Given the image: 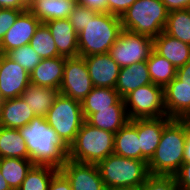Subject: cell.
I'll return each mask as SVG.
<instances>
[{"mask_svg": "<svg viewBox=\"0 0 190 190\" xmlns=\"http://www.w3.org/2000/svg\"><path fill=\"white\" fill-rule=\"evenodd\" d=\"M30 84V74L6 54L0 53V93L3 100L20 97Z\"/></svg>", "mask_w": 190, "mask_h": 190, "instance_id": "obj_11", "label": "cell"}, {"mask_svg": "<svg viewBox=\"0 0 190 190\" xmlns=\"http://www.w3.org/2000/svg\"><path fill=\"white\" fill-rule=\"evenodd\" d=\"M120 98L113 88L93 87L92 91L81 101L84 120L96 113L97 109L110 108Z\"/></svg>", "mask_w": 190, "mask_h": 190, "instance_id": "obj_25", "label": "cell"}, {"mask_svg": "<svg viewBox=\"0 0 190 190\" xmlns=\"http://www.w3.org/2000/svg\"><path fill=\"white\" fill-rule=\"evenodd\" d=\"M45 118L68 147L75 140L82 123L85 121L81 102L61 93L55 99Z\"/></svg>", "mask_w": 190, "mask_h": 190, "instance_id": "obj_7", "label": "cell"}, {"mask_svg": "<svg viewBox=\"0 0 190 190\" xmlns=\"http://www.w3.org/2000/svg\"><path fill=\"white\" fill-rule=\"evenodd\" d=\"M67 57L42 59L30 73V83L41 87L59 89L63 80L64 66Z\"/></svg>", "mask_w": 190, "mask_h": 190, "instance_id": "obj_19", "label": "cell"}, {"mask_svg": "<svg viewBox=\"0 0 190 190\" xmlns=\"http://www.w3.org/2000/svg\"><path fill=\"white\" fill-rule=\"evenodd\" d=\"M151 83L147 61H141L120 69L115 90L124 98L131 91Z\"/></svg>", "mask_w": 190, "mask_h": 190, "instance_id": "obj_23", "label": "cell"}, {"mask_svg": "<svg viewBox=\"0 0 190 190\" xmlns=\"http://www.w3.org/2000/svg\"><path fill=\"white\" fill-rule=\"evenodd\" d=\"M107 190H139V187L136 186H120V187H112Z\"/></svg>", "mask_w": 190, "mask_h": 190, "instance_id": "obj_46", "label": "cell"}, {"mask_svg": "<svg viewBox=\"0 0 190 190\" xmlns=\"http://www.w3.org/2000/svg\"><path fill=\"white\" fill-rule=\"evenodd\" d=\"M2 102H3V99H2V96H1V93H0V106H1Z\"/></svg>", "mask_w": 190, "mask_h": 190, "instance_id": "obj_47", "label": "cell"}, {"mask_svg": "<svg viewBox=\"0 0 190 190\" xmlns=\"http://www.w3.org/2000/svg\"><path fill=\"white\" fill-rule=\"evenodd\" d=\"M114 133L91 126L84 121L69 146L68 159L98 164L114 152Z\"/></svg>", "mask_w": 190, "mask_h": 190, "instance_id": "obj_5", "label": "cell"}, {"mask_svg": "<svg viewBox=\"0 0 190 190\" xmlns=\"http://www.w3.org/2000/svg\"><path fill=\"white\" fill-rule=\"evenodd\" d=\"M35 114L23 98L16 97L3 100L0 106V126L18 129L28 124Z\"/></svg>", "mask_w": 190, "mask_h": 190, "instance_id": "obj_21", "label": "cell"}, {"mask_svg": "<svg viewBox=\"0 0 190 190\" xmlns=\"http://www.w3.org/2000/svg\"><path fill=\"white\" fill-rule=\"evenodd\" d=\"M28 0H0V8L28 10Z\"/></svg>", "mask_w": 190, "mask_h": 190, "instance_id": "obj_41", "label": "cell"}, {"mask_svg": "<svg viewBox=\"0 0 190 190\" xmlns=\"http://www.w3.org/2000/svg\"><path fill=\"white\" fill-rule=\"evenodd\" d=\"M166 115L171 119H190V88L175 77L163 88Z\"/></svg>", "mask_w": 190, "mask_h": 190, "instance_id": "obj_16", "label": "cell"}, {"mask_svg": "<svg viewBox=\"0 0 190 190\" xmlns=\"http://www.w3.org/2000/svg\"><path fill=\"white\" fill-rule=\"evenodd\" d=\"M85 121L93 127L115 134L130 120L125 108L124 99L120 98L110 108L97 109V112L91 114Z\"/></svg>", "mask_w": 190, "mask_h": 190, "instance_id": "obj_18", "label": "cell"}, {"mask_svg": "<svg viewBox=\"0 0 190 190\" xmlns=\"http://www.w3.org/2000/svg\"><path fill=\"white\" fill-rule=\"evenodd\" d=\"M105 187L136 186L140 187L149 175L145 160L126 158L115 153L97 164Z\"/></svg>", "mask_w": 190, "mask_h": 190, "instance_id": "obj_6", "label": "cell"}, {"mask_svg": "<svg viewBox=\"0 0 190 190\" xmlns=\"http://www.w3.org/2000/svg\"><path fill=\"white\" fill-rule=\"evenodd\" d=\"M171 120L168 116H163L129 121L138 132L140 160H145L147 163L151 160L161 140L163 129Z\"/></svg>", "mask_w": 190, "mask_h": 190, "instance_id": "obj_13", "label": "cell"}, {"mask_svg": "<svg viewBox=\"0 0 190 190\" xmlns=\"http://www.w3.org/2000/svg\"><path fill=\"white\" fill-rule=\"evenodd\" d=\"M41 59L61 56L48 27L41 23L29 43Z\"/></svg>", "mask_w": 190, "mask_h": 190, "instance_id": "obj_32", "label": "cell"}, {"mask_svg": "<svg viewBox=\"0 0 190 190\" xmlns=\"http://www.w3.org/2000/svg\"><path fill=\"white\" fill-rule=\"evenodd\" d=\"M139 190H179L174 175L149 174Z\"/></svg>", "mask_w": 190, "mask_h": 190, "instance_id": "obj_34", "label": "cell"}, {"mask_svg": "<svg viewBox=\"0 0 190 190\" xmlns=\"http://www.w3.org/2000/svg\"><path fill=\"white\" fill-rule=\"evenodd\" d=\"M58 169L34 165L17 190H48L51 179Z\"/></svg>", "mask_w": 190, "mask_h": 190, "instance_id": "obj_31", "label": "cell"}, {"mask_svg": "<svg viewBox=\"0 0 190 190\" xmlns=\"http://www.w3.org/2000/svg\"><path fill=\"white\" fill-rule=\"evenodd\" d=\"M18 130L26 143L29 160L34 165L51 166L59 170L68 160L69 147L48 124L45 117L35 116Z\"/></svg>", "mask_w": 190, "mask_h": 190, "instance_id": "obj_1", "label": "cell"}, {"mask_svg": "<svg viewBox=\"0 0 190 190\" xmlns=\"http://www.w3.org/2000/svg\"><path fill=\"white\" fill-rule=\"evenodd\" d=\"M164 32L190 45V9L170 11Z\"/></svg>", "mask_w": 190, "mask_h": 190, "instance_id": "obj_30", "label": "cell"}, {"mask_svg": "<svg viewBox=\"0 0 190 190\" xmlns=\"http://www.w3.org/2000/svg\"><path fill=\"white\" fill-rule=\"evenodd\" d=\"M41 23L29 10L23 11L1 40L0 53L7 54L12 49L29 44Z\"/></svg>", "mask_w": 190, "mask_h": 190, "instance_id": "obj_14", "label": "cell"}, {"mask_svg": "<svg viewBox=\"0 0 190 190\" xmlns=\"http://www.w3.org/2000/svg\"><path fill=\"white\" fill-rule=\"evenodd\" d=\"M169 11L161 0H136L122 15V29L154 39L165 29Z\"/></svg>", "mask_w": 190, "mask_h": 190, "instance_id": "obj_4", "label": "cell"}, {"mask_svg": "<svg viewBox=\"0 0 190 190\" xmlns=\"http://www.w3.org/2000/svg\"><path fill=\"white\" fill-rule=\"evenodd\" d=\"M77 4V0H31L28 10L45 23L68 18Z\"/></svg>", "mask_w": 190, "mask_h": 190, "instance_id": "obj_22", "label": "cell"}, {"mask_svg": "<svg viewBox=\"0 0 190 190\" xmlns=\"http://www.w3.org/2000/svg\"><path fill=\"white\" fill-rule=\"evenodd\" d=\"M185 132L184 162H190V119H185Z\"/></svg>", "mask_w": 190, "mask_h": 190, "instance_id": "obj_44", "label": "cell"}, {"mask_svg": "<svg viewBox=\"0 0 190 190\" xmlns=\"http://www.w3.org/2000/svg\"><path fill=\"white\" fill-rule=\"evenodd\" d=\"M33 166L34 163L27 159L0 158V172L12 190L20 187Z\"/></svg>", "mask_w": 190, "mask_h": 190, "instance_id": "obj_28", "label": "cell"}, {"mask_svg": "<svg viewBox=\"0 0 190 190\" xmlns=\"http://www.w3.org/2000/svg\"><path fill=\"white\" fill-rule=\"evenodd\" d=\"M96 14L97 12L77 4L68 19L78 34L86 27L89 19H93Z\"/></svg>", "mask_w": 190, "mask_h": 190, "instance_id": "obj_35", "label": "cell"}, {"mask_svg": "<svg viewBox=\"0 0 190 190\" xmlns=\"http://www.w3.org/2000/svg\"><path fill=\"white\" fill-rule=\"evenodd\" d=\"M147 67L152 83L163 88L168 85L177 74L176 67L166 58L159 55L154 49L147 60Z\"/></svg>", "mask_w": 190, "mask_h": 190, "instance_id": "obj_29", "label": "cell"}, {"mask_svg": "<svg viewBox=\"0 0 190 190\" xmlns=\"http://www.w3.org/2000/svg\"><path fill=\"white\" fill-rule=\"evenodd\" d=\"M59 170L69 180L72 190H107L97 164L68 159Z\"/></svg>", "mask_w": 190, "mask_h": 190, "instance_id": "obj_12", "label": "cell"}, {"mask_svg": "<svg viewBox=\"0 0 190 190\" xmlns=\"http://www.w3.org/2000/svg\"><path fill=\"white\" fill-rule=\"evenodd\" d=\"M123 99L129 120L167 116L163 87L154 83L140 86Z\"/></svg>", "mask_w": 190, "mask_h": 190, "instance_id": "obj_8", "label": "cell"}, {"mask_svg": "<svg viewBox=\"0 0 190 190\" xmlns=\"http://www.w3.org/2000/svg\"><path fill=\"white\" fill-rule=\"evenodd\" d=\"M0 158H21L29 160L26 143L18 129L0 126Z\"/></svg>", "mask_w": 190, "mask_h": 190, "instance_id": "obj_27", "label": "cell"}, {"mask_svg": "<svg viewBox=\"0 0 190 190\" xmlns=\"http://www.w3.org/2000/svg\"><path fill=\"white\" fill-rule=\"evenodd\" d=\"M93 87L85 59L80 56L66 58L60 93L81 102Z\"/></svg>", "mask_w": 190, "mask_h": 190, "instance_id": "obj_10", "label": "cell"}, {"mask_svg": "<svg viewBox=\"0 0 190 190\" xmlns=\"http://www.w3.org/2000/svg\"><path fill=\"white\" fill-rule=\"evenodd\" d=\"M55 41L58 53L64 57L79 56L78 34L69 19L49 20L44 23Z\"/></svg>", "mask_w": 190, "mask_h": 190, "instance_id": "obj_17", "label": "cell"}, {"mask_svg": "<svg viewBox=\"0 0 190 190\" xmlns=\"http://www.w3.org/2000/svg\"><path fill=\"white\" fill-rule=\"evenodd\" d=\"M78 4L97 13H107V0H77Z\"/></svg>", "mask_w": 190, "mask_h": 190, "instance_id": "obj_40", "label": "cell"}, {"mask_svg": "<svg viewBox=\"0 0 190 190\" xmlns=\"http://www.w3.org/2000/svg\"><path fill=\"white\" fill-rule=\"evenodd\" d=\"M6 55L14 62H17L29 74L42 61L41 57L29 44L12 49Z\"/></svg>", "mask_w": 190, "mask_h": 190, "instance_id": "obj_33", "label": "cell"}, {"mask_svg": "<svg viewBox=\"0 0 190 190\" xmlns=\"http://www.w3.org/2000/svg\"><path fill=\"white\" fill-rule=\"evenodd\" d=\"M170 12L173 10L190 9V0H161Z\"/></svg>", "mask_w": 190, "mask_h": 190, "instance_id": "obj_42", "label": "cell"}, {"mask_svg": "<svg viewBox=\"0 0 190 190\" xmlns=\"http://www.w3.org/2000/svg\"><path fill=\"white\" fill-rule=\"evenodd\" d=\"M176 77L181 81V85L190 88V61L177 69Z\"/></svg>", "mask_w": 190, "mask_h": 190, "instance_id": "obj_43", "label": "cell"}, {"mask_svg": "<svg viewBox=\"0 0 190 190\" xmlns=\"http://www.w3.org/2000/svg\"><path fill=\"white\" fill-rule=\"evenodd\" d=\"M152 50V38L122 29L117 41L110 48L109 54L122 68L147 61Z\"/></svg>", "mask_w": 190, "mask_h": 190, "instance_id": "obj_9", "label": "cell"}, {"mask_svg": "<svg viewBox=\"0 0 190 190\" xmlns=\"http://www.w3.org/2000/svg\"><path fill=\"white\" fill-rule=\"evenodd\" d=\"M121 32L120 17L109 13H97L78 33L79 56L109 53Z\"/></svg>", "mask_w": 190, "mask_h": 190, "instance_id": "obj_3", "label": "cell"}, {"mask_svg": "<svg viewBox=\"0 0 190 190\" xmlns=\"http://www.w3.org/2000/svg\"><path fill=\"white\" fill-rule=\"evenodd\" d=\"M48 190H72L66 176L58 170L52 177Z\"/></svg>", "mask_w": 190, "mask_h": 190, "instance_id": "obj_39", "label": "cell"}, {"mask_svg": "<svg viewBox=\"0 0 190 190\" xmlns=\"http://www.w3.org/2000/svg\"><path fill=\"white\" fill-rule=\"evenodd\" d=\"M114 152L126 158L140 160V143L137 129L128 122L114 134Z\"/></svg>", "mask_w": 190, "mask_h": 190, "instance_id": "obj_26", "label": "cell"}, {"mask_svg": "<svg viewBox=\"0 0 190 190\" xmlns=\"http://www.w3.org/2000/svg\"><path fill=\"white\" fill-rule=\"evenodd\" d=\"M23 11L26 10L0 8V42Z\"/></svg>", "mask_w": 190, "mask_h": 190, "instance_id": "obj_36", "label": "cell"}, {"mask_svg": "<svg viewBox=\"0 0 190 190\" xmlns=\"http://www.w3.org/2000/svg\"><path fill=\"white\" fill-rule=\"evenodd\" d=\"M174 176L179 190H190V162H184Z\"/></svg>", "mask_w": 190, "mask_h": 190, "instance_id": "obj_38", "label": "cell"}, {"mask_svg": "<svg viewBox=\"0 0 190 190\" xmlns=\"http://www.w3.org/2000/svg\"><path fill=\"white\" fill-rule=\"evenodd\" d=\"M59 94V89L41 87L30 83L21 94V98L27 103L35 116L46 117L48 110Z\"/></svg>", "mask_w": 190, "mask_h": 190, "instance_id": "obj_24", "label": "cell"}, {"mask_svg": "<svg viewBox=\"0 0 190 190\" xmlns=\"http://www.w3.org/2000/svg\"><path fill=\"white\" fill-rule=\"evenodd\" d=\"M136 0H107V13L122 17Z\"/></svg>", "mask_w": 190, "mask_h": 190, "instance_id": "obj_37", "label": "cell"}, {"mask_svg": "<svg viewBox=\"0 0 190 190\" xmlns=\"http://www.w3.org/2000/svg\"><path fill=\"white\" fill-rule=\"evenodd\" d=\"M0 190H12L0 172Z\"/></svg>", "mask_w": 190, "mask_h": 190, "instance_id": "obj_45", "label": "cell"}, {"mask_svg": "<svg viewBox=\"0 0 190 190\" xmlns=\"http://www.w3.org/2000/svg\"><path fill=\"white\" fill-rule=\"evenodd\" d=\"M153 49L171 62L176 69L190 61V45L164 31L153 39Z\"/></svg>", "mask_w": 190, "mask_h": 190, "instance_id": "obj_20", "label": "cell"}, {"mask_svg": "<svg viewBox=\"0 0 190 190\" xmlns=\"http://www.w3.org/2000/svg\"><path fill=\"white\" fill-rule=\"evenodd\" d=\"M89 70L94 87L113 88L120 73V66L109 53L95 54L83 57Z\"/></svg>", "mask_w": 190, "mask_h": 190, "instance_id": "obj_15", "label": "cell"}, {"mask_svg": "<svg viewBox=\"0 0 190 190\" xmlns=\"http://www.w3.org/2000/svg\"><path fill=\"white\" fill-rule=\"evenodd\" d=\"M185 119H172L163 129L155 154L148 162L149 174L174 175L184 163Z\"/></svg>", "mask_w": 190, "mask_h": 190, "instance_id": "obj_2", "label": "cell"}]
</instances>
